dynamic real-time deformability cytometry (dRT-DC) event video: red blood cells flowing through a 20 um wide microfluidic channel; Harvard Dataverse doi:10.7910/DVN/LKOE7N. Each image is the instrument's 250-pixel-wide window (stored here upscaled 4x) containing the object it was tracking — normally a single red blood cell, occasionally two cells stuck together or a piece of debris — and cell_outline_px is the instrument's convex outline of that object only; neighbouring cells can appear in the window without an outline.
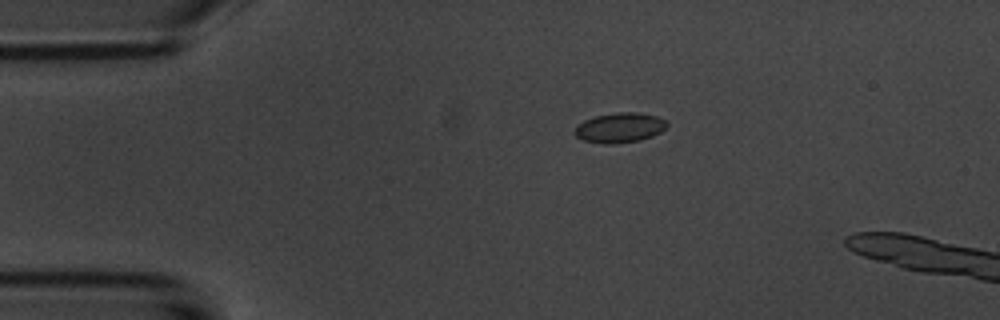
{"species": "common noctule bat (a hibernating species)", "species_latin": "Nyctalus noctula", "temperature_condition": "room temperature", "stored_images_in_passage": 40, "camera_frame_rate_fps": 3000, "um_per_image_px": 0.085, "animal": {"sex": "male", "body_mass_g": 20.1, "forearm_length_mm": 53.5}, "frame": {"image": 1, "passage_image": 1, "time_ms": 0.0, "image_size_px": [1000, 320], "cell_outline_px": [[668, 124], [660, 132], [652, 136], [640, 140], [612, 144], [604, 144], [584, 140], [576, 136], [572, 132], [576, 124], [584, 120], [596, 116], [616, 112], [636, 112], [656, 116], [664, 120]], "centroid_in_image_um": [52.62, 10.85], "position_along_channel_um": 32.4, "area_um2": 16.07}}
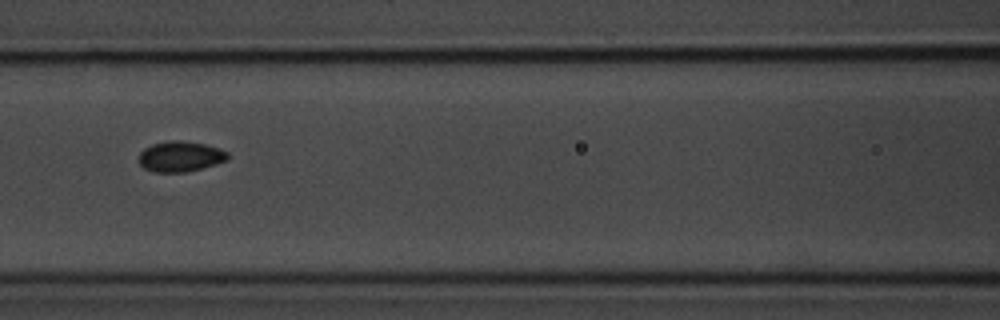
{"frame": {"image": 2, "passage_image": 14, "time_ms": 4.333, "image_size_px": [1000, 320], "cell_outline_px": [[228, 160], [216, 164], [188, 172], [152, 172], [144, 168], [140, 164], [140, 152], [144, 148], [152, 144], [168, 140], [180, 140], [204, 144], [220, 148], [228, 152]], "centroid_in_image_um": [15.34, 13.3], "position_along_channel_um": 151.3, "area_um2": 15.9}}
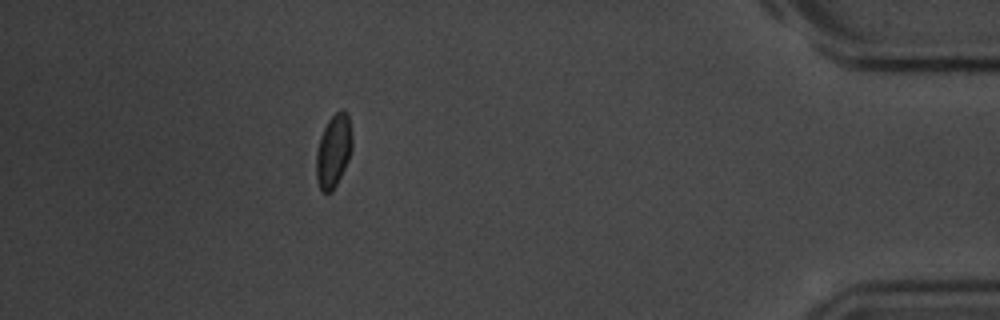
{"frame": {"image": 3, "passage_image": 39, "time_ms": 12.667, "image_size_px": [1000, 320], "cell_outline_px": [[352, 148], [348, 160], [332, 192], [324, 192], [320, 188], [316, 176], [316, 152], [320, 136], [328, 120], [340, 108], [344, 108], [348, 112], [352, 136]], "centroid_in_image_um": [28.35, 12.76], "position_along_channel_um": 406.8, "area_um2": 15.32}}